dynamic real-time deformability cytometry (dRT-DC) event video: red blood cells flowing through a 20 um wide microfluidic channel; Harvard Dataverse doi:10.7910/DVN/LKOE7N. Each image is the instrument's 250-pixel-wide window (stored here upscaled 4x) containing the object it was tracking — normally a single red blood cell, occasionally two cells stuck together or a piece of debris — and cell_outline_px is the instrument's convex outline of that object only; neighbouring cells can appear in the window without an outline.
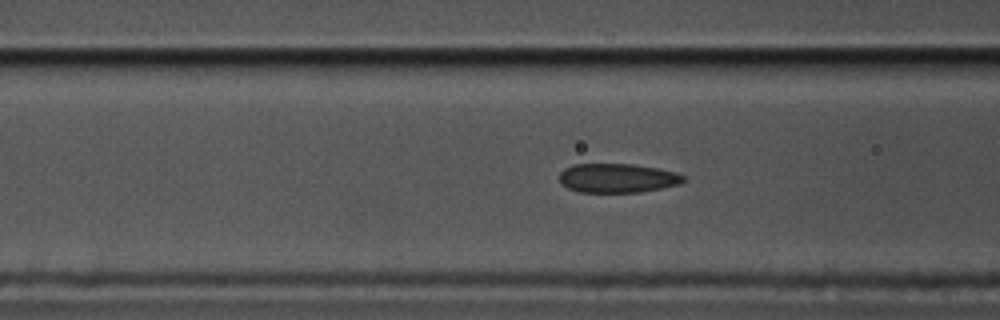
{"species": "common noctule bat (a hibernating species)", "species_latin": "Nyctalus noctula", "temperature_condition": "cold", "stored_images_in_passage": 52, "camera_frame_rate_fps": 3000, "um_per_image_px": 0.085, "animal": {"sex": "male", "body_mass_g": 17.5, "forearm_length_mm": 52.3}, "frame": {"image": 1, "passage_image": 22, "time_ms": 7.0, "image_size_px": [1000, 320], "cell_outline_px": [[684, 180], [680, 184], [640, 192], [580, 192], [568, 188], [560, 180], [560, 172], [564, 168], [572, 164], [632, 164], [660, 168], [676, 172], [684, 176]], "centroid_in_image_um": [52.49, 15.13], "position_along_channel_um": 114.1, "area_um2": 21.04}}
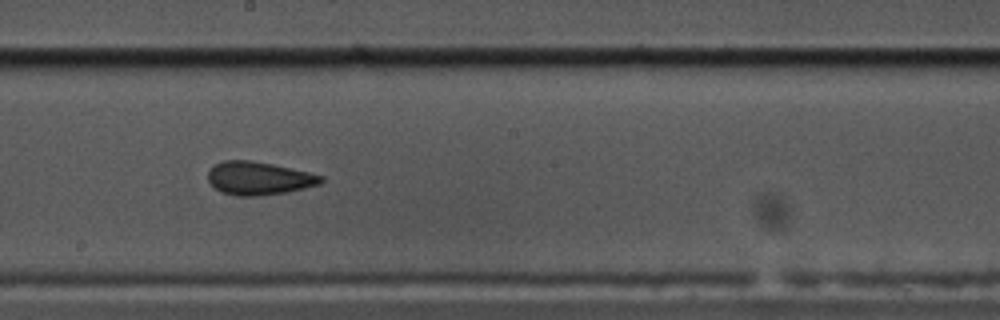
{"frame": {"image": 2, "passage_image": 32, "time_ms": 10.333, "image_size_px": [1000, 320], "cell_outline_px": [[324, 180], [320, 184], [288, 192], [256, 196], [236, 196], [224, 192], [216, 188], [208, 180], [208, 168], [212, 164], [224, 160], [252, 160], [272, 164], [308, 172], [324, 176]], "centroid_in_image_um": [21.98, 15.14], "position_along_channel_um": 226.2, "area_um2": 21.91}}
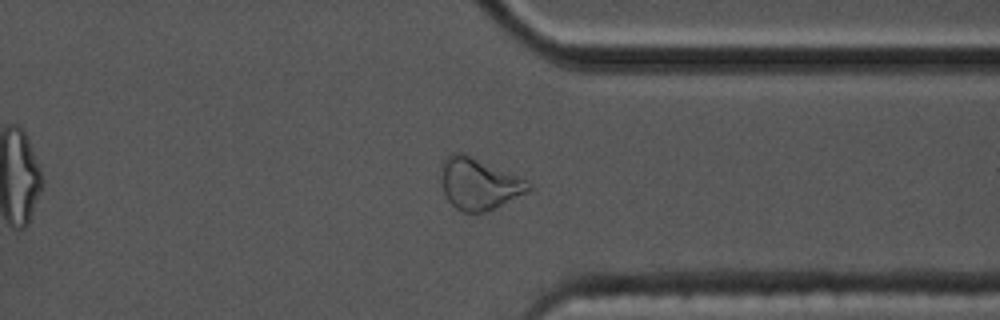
{"frame": {"image": 3, "passage_image": 45, "time_ms": 14.667, "image_size_px": [1000, 320], "cell_outline_px": [[532, 188], [528, 192], [496, 208], [484, 212], [464, 212], [456, 208], [448, 200], [444, 192], [440, 176], [440, 168], [444, 160], [452, 152], [460, 152], [472, 156], [528, 180], [532, 184]], "centroid_in_image_um": [40.72, 15.62], "position_along_channel_um": 370.7, "area_um2": 26.36}}